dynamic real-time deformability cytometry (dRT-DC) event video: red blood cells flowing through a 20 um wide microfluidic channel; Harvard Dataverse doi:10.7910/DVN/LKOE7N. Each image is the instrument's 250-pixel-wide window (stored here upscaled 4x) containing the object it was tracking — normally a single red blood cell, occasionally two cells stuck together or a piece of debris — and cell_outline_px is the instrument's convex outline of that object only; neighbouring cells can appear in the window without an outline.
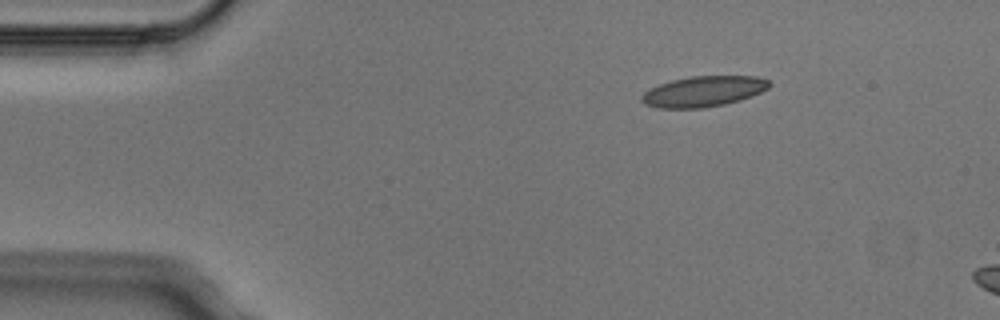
{"species": "Egyptian fruit bat (a non-hibernating species)", "species_latin": "Rousettus aegyptiacus", "temperature_condition": "cold", "stored_images_in_passage": 3, "camera_frame_rate_fps": 3000, "um_per_image_px": 0.085, "animal": {"sex": "male"}, "frame": {"image": 1, "passage_image": 1, "time_ms": 0.0, "image_size_px": [1000, 320], "cell_outline_px": [[772, 84], [768, 88], [752, 96], [740, 100], [724, 104], [704, 108], [656, 108], [644, 104], [640, 100], [640, 96], [648, 88], [672, 80], [692, 76], [756, 76], [768, 80]], "centroid_in_image_um": [59.76, 7.77], "position_along_channel_um": 25.2, "area_um2": 22.89}}